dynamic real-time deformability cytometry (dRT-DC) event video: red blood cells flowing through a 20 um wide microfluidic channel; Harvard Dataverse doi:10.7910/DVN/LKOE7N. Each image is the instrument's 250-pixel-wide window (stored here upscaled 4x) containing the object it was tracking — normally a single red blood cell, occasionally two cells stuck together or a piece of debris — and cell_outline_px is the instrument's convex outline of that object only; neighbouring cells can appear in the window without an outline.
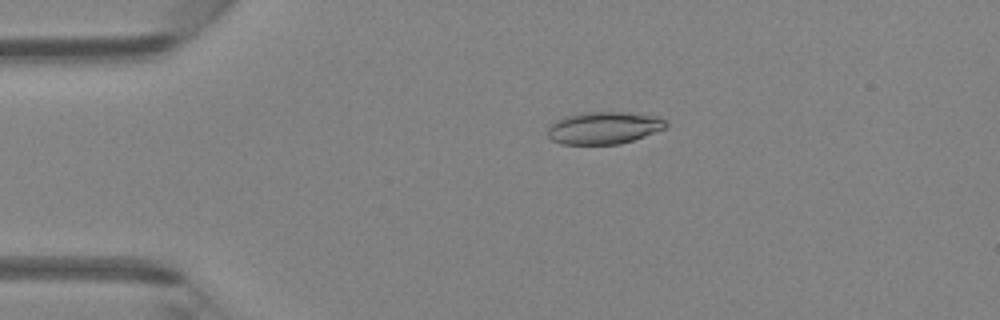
{"species": "Egyptian fruit bat (a non-hibernating species)", "species_latin": "Rousettus aegyptiacus", "temperature_condition": "room temperature", "stored_images_in_passage": 3, "camera_frame_rate_fps": 3000, "um_per_image_px": 0.085, "animal": {"sex": "female"}, "frame": {"image": 1, "passage_image": 2, "time_ms": 1.0, "image_size_px": [1000, 320], "cell_outline_px": [[668, 128], [620, 144], [560, 144], [552, 140], [548, 136], [548, 124], [564, 116], [584, 112], [628, 112], [660, 116], [668, 124]], "centroid_in_image_um": [51.34, 10.86], "position_along_channel_um": 33.7, "area_um2": 22.54}}